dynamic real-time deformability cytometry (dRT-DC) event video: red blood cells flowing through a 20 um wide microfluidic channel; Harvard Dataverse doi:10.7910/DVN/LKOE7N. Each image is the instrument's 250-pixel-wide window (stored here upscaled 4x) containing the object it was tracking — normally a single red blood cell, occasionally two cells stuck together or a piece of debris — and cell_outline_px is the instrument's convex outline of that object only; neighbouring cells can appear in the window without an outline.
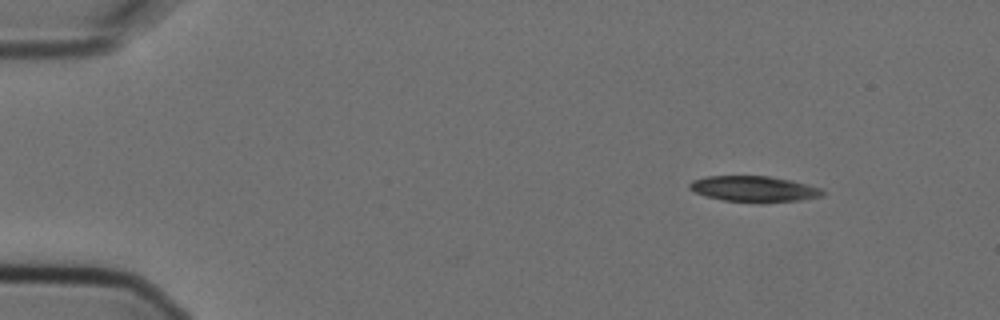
{"species": "Egyptian fruit bat (a non-hibernating species)", "species_latin": "Rousettus aegyptiacus", "temperature_condition": "cold", "stored_images_in_passage": 4, "camera_frame_rate_fps": 3000, "um_per_image_px": 0.085, "animal": {"sex": "female"}, "frame": {"image": 1, "passage_image": 1, "time_ms": 0.0, "image_size_px": [1000, 320], "cell_outline_px": [[824, 196], [800, 200], [760, 204], [724, 200], [704, 196], [688, 188], [688, 184], [692, 180], [708, 176], [768, 176], [792, 180], [824, 188]], "centroid_in_image_um": [64.13, 16.07], "position_along_channel_um": 20.9, "area_um2": 20.52}}
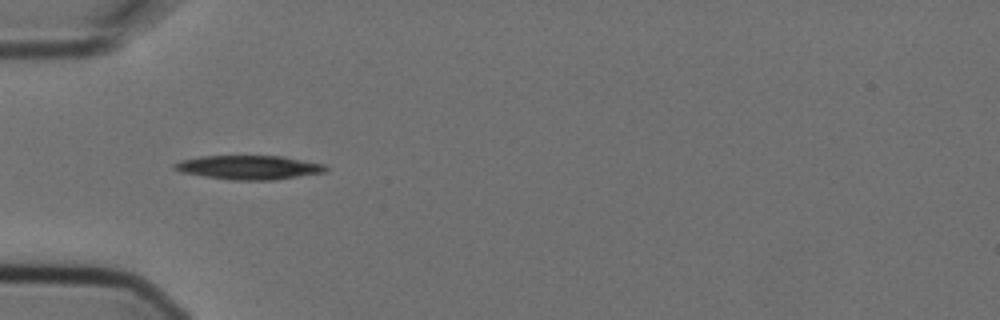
{"frame": {"image": 2, "passage_image": 4, "time_ms": 1.0, "image_size_px": [1000, 320], "cell_outline_px": [[328, 168], [324, 172], [272, 180], [236, 180], [204, 176], [180, 172], [172, 168], [172, 164], [180, 160], [200, 156], [284, 156], [324, 164]], "centroid_in_image_um": [21.11, 14.22], "position_along_channel_um": 63.9, "area_um2": 21.1}}